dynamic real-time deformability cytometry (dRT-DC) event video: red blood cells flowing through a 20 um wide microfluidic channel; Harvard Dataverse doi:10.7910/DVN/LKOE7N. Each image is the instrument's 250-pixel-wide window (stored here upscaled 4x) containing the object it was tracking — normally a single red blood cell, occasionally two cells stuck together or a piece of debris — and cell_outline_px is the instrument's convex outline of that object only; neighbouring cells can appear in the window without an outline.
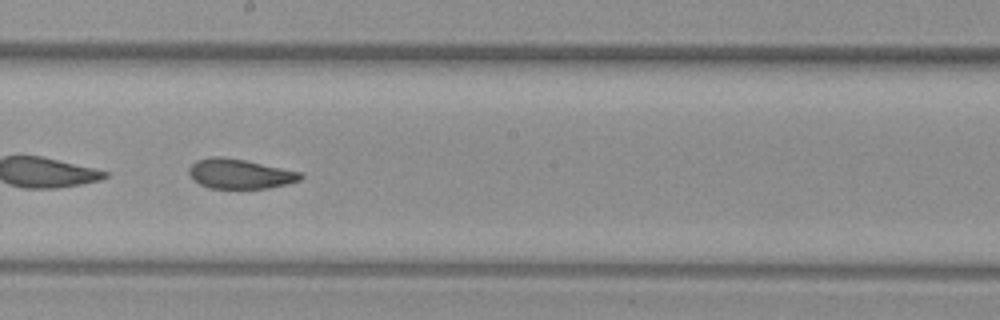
{"species": "common noctule bat (a hibernating species)", "species_latin": "Nyctalus noctula", "temperature_condition": "warm", "stored_images_in_passage": 30, "camera_frame_rate_fps": 3000, "um_per_image_px": 0.085, "animal": {"sex": "female", "body_mass_g": 29.2, "forearm_length_mm": 56.3}, "frame": {"image": 1, "passage_image": 13, "time_ms": 4.0, "image_size_px": [1000, 320], "cell_outline_px": [[304, 176], [300, 180], [288, 184], [268, 188], [208, 188], [192, 180], [188, 172], [188, 168], [196, 160], [216, 156], [220, 156], [244, 160], [300, 172]], "centroid_in_image_um": [20.36, 14.78], "position_along_channel_um": 227.8, "area_um2": 19.25}}